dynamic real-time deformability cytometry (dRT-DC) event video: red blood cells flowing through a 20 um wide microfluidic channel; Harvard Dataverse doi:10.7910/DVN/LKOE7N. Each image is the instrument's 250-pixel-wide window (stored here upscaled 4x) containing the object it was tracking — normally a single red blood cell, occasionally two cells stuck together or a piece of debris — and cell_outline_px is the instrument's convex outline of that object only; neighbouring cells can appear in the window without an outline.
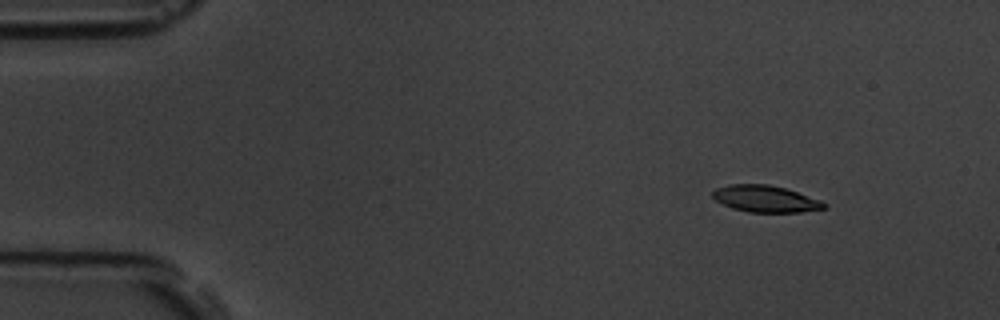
{"species": "common noctule bat (a hibernating species)", "species_latin": "Nyctalus noctula", "temperature_condition": "room temperature", "stored_images_in_passage": 5, "camera_frame_rate_fps": 3000, "um_per_image_px": 0.085, "animal": {"sex": "male", "body_mass_g": 19.5, "forearm_length_mm": 54.6}, "frame": {"image": 1, "passage_image": 2, "time_ms": 2.0, "image_size_px": [1000, 320], "cell_outline_px": [[828, 208], [800, 212], [748, 212], [732, 208], [716, 200], [712, 196], [712, 192], [716, 188], [732, 184], [768, 184], [784, 188], [820, 200], [828, 204]], "centroid_in_image_um": [65.08, 16.9], "position_along_channel_um": 19.9, "area_um2": 17.22}}
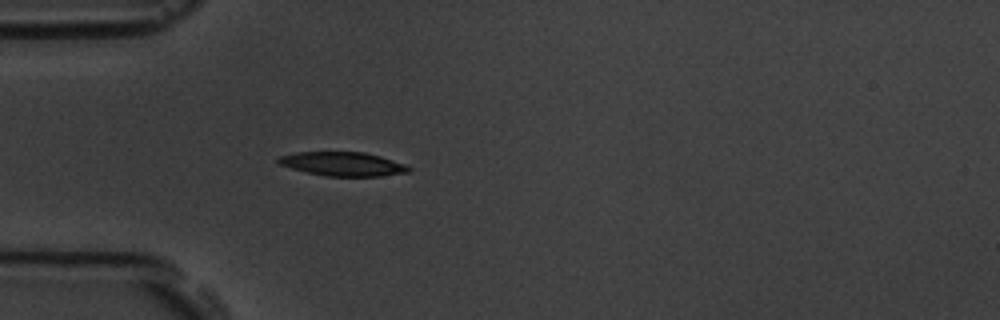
{"frame": {"image": 2, "passage_image": 5, "time_ms": 5.333, "image_size_px": [1000, 320], "cell_outline_px": [[412, 168], [408, 172], [380, 176], [328, 176], [308, 172], [292, 168], [280, 164], [276, 160], [280, 156], [296, 152], [364, 152], [380, 156], [404, 164]], "centroid_in_image_um": [29.15, 13.93], "position_along_channel_um": 55.9, "area_um2": 17.92}}